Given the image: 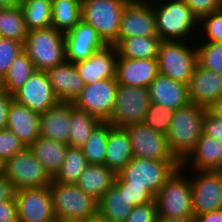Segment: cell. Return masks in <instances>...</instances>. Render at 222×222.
Masks as SVG:
<instances>
[{
  "instance_id": "obj_43",
  "label": "cell",
  "mask_w": 222,
  "mask_h": 222,
  "mask_svg": "<svg viewBox=\"0 0 222 222\" xmlns=\"http://www.w3.org/2000/svg\"><path fill=\"white\" fill-rule=\"evenodd\" d=\"M25 148L24 143L13 132L8 129L0 130V160L3 163Z\"/></svg>"
},
{
  "instance_id": "obj_31",
  "label": "cell",
  "mask_w": 222,
  "mask_h": 222,
  "mask_svg": "<svg viewBox=\"0 0 222 222\" xmlns=\"http://www.w3.org/2000/svg\"><path fill=\"white\" fill-rule=\"evenodd\" d=\"M83 0H52L51 26L66 34L82 20Z\"/></svg>"
},
{
  "instance_id": "obj_32",
  "label": "cell",
  "mask_w": 222,
  "mask_h": 222,
  "mask_svg": "<svg viewBox=\"0 0 222 222\" xmlns=\"http://www.w3.org/2000/svg\"><path fill=\"white\" fill-rule=\"evenodd\" d=\"M101 122L96 116L73 106L70 110L68 145L81 148Z\"/></svg>"
},
{
  "instance_id": "obj_22",
  "label": "cell",
  "mask_w": 222,
  "mask_h": 222,
  "mask_svg": "<svg viewBox=\"0 0 222 222\" xmlns=\"http://www.w3.org/2000/svg\"><path fill=\"white\" fill-rule=\"evenodd\" d=\"M45 72L60 102L73 103L85 87L83 79L72 62L65 61Z\"/></svg>"
},
{
  "instance_id": "obj_1",
  "label": "cell",
  "mask_w": 222,
  "mask_h": 222,
  "mask_svg": "<svg viewBox=\"0 0 222 222\" xmlns=\"http://www.w3.org/2000/svg\"><path fill=\"white\" fill-rule=\"evenodd\" d=\"M153 11L156 18V31L162 41L196 42L198 38L197 42H202L198 36H195L198 35L199 20L184 0H153ZM192 37L193 40H191Z\"/></svg>"
},
{
  "instance_id": "obj_9",
  "label": "cell",
  "mask_w": 222,
  "mask_h": 222,
  "mask_svg": "<svg viewBox=\"0 0 222 222\" xmlns=\"http://www.w3.org/2000/svg\"><path fill=\"white\" fill-rule=\"evenodd\" d=\"M150 103L148 89L118 84L114 108L107 122L121 128L143 123Z\"/></svg>"
},
{
  "instance_id": "obj_15",
  "label": "cell",
  "mask_w": 222,
  "mask_h": 222,
  "mask_svg": "<svg viewBox=\"0 0 222 222\" xmlns=\"http://www.w3.org/2000/svg\"><path fill=\"white\" fill-rule=\"evenodd\" d=\"M132 145L133 157L147 159H177L169 149L165 134L156 132L144 123L125 127Z\"/></svg>"
},
{
  "instance_id": "obj_41",
  "label": "cell",
  "mask_w": 222,
  "mask_h": 222,
  "mask_svg": "<svg viewBox=\"0 0 222 222\" xmlns=\"http://www.w3.org/2000/svg\"><path fill=\"white\" fill-rule=\"evenodd\" d=\"M115 185L121 191H124L127 200L133 207L155 201V195L150 190L144 186L130 185V183L125 182L118 174Z\"/></svg>"
},
{
  "instance_id": "obj_8",
  "label": "cell",
  "mask_w": 222,
  "mask_h": 222,
  "mask_svg": "<svg viewBox=\"0 0 222 222\" xmlns=\"http://www.w3.org/2000/svg\"><path fill=\"white\" fill-rule=\"evenodd\" d=\"M130 0H83L82 20L94 27L107 45L118 40L121 15Z\"/></svg>"
},
{
  "instance_id": "obj_49",
  "label": "cell",
  "mask_w": 222,
  "mask_h": 222,
  "mask_svg": "<svg viewBox=\"0 0 222 222\" xmlns=\"http://www.w3.org/2000/svg\"><path fill=\"white\" fill-rule=\"evenodd\" d=\"M15 188L6 175L0 174V202L15 198Z\"/></svg>"
},
{
  "instance_id": "obj_26",
  "label": "cell",
  "mask_w": 222,
  "mask_h": 222,
  "mask_svg": "<svg viewBox=\"0 0 222 222\" xmlns=\"http://www.w3.org/2000/svg\"><path fill=\"white\" fill-rule=\"evenodd\" d=\"M132 157V145L126 129L112 126L109 129L104 165L118 174Z\"/></svg>"
},
{
  "instance_id": "obj_51",
  "label": "cell",
  "mask_w": 222,
  "mask_h": 222,
  "mask_svg": "<svg viewBox=\"0 0 222 222\" xmlns=\"http://www.w3.org/2000/svg\"><path fill=\"white\" fill-rule=\"evenodd\" d=\"M156 222H196V221L195 217L168 218L164 216H158Z\"/></svg>"
},
{
  "instance_id": "obj_24",
  "label": "cell",
  "mask_w": 222,
  "mask_h": 222,
  "mask_svg": "<svg viewBox=\"0 0 222 222\" xmlns=\"http://www.w3.org/2000/svg\"><path fill=\"white\" fill-rule=\"evenodd\" d=\"M186 170H222V141L201 134L195 148L181 162ZM189 166V167H188Z\"/></svg>"
},
{
  "instance_id": "obj_46",
  "label": "cell",
  "mask_w": 222,
  "mask_h": 222,
  "mask_svg": "<svg viewBox=\"0 0 222 222\" xmlns=\"http://www.w3.org/2000/svg\"><path fill=\"white\" fill-rule=\"evenodd\" d=\"M203 133L222 141V117L206 109L203 117Z\"/></svg>"
},
{
  "instance_id": "obj_40",
  "label": "cell",
  "mask_w": 222,
  "mask_h": 222,
  "mask_svg": "<svg viewBox=\"0 0 222 222\" xmlns=\"http://www.w3.org/2000/svg\"><path fill=\"white\" fill-rule=\"evenodd\" d=\"M198 29L200 31L198 35L203 38L202 41L222 42V9L201 18Z\"/></svg>"
},
{
  "instance_id": "obj_6",
  "label": "cell",
  "mask_w": 222,
  "mask_h": 222,
  "mask_svg": "<svg viewBox=\"0 0 222 222\" xmlns=\"http://www.w3.org/2000/svg\"><path fill=\"white\" fill-rule=\"evenodd\" d=\"M181 166L178 159H147L132 157L131 161L118 173L130 185L144 186L155 196L167 179Z\"/></svg>"
},
{
  "instance_id": "obj_33",
  "label": "cell",
  "mask_w": 222,
  "mask_h": 222,
  "mask_svg": "<svg viewBox=\"0 0 222 222\" xmlns=\"http://www.w3.org/2000/svg\"><path fill=\"white\" fill-rule=\"evenodd\" d=\"M28 33L20 7H4L0 10V37L24 44Z\"/></svg>"
},
{
  "instance_id": "obj_12",
  "label": "cell",
  "mask_w": 222,
  "mask_h": 222,
  "mask_svg": "<svg viewBox=\"0 0 222 222\" xmlns=\"http://www.w3.org/2000/svg\"><path fill=\"white\" fill-rule=\"evenodd\" d=\"M117 86L116 78L102 79L85 85L73 105L96 116L102 122H107L114 108Z\"/></svg>"
},
{
  "instance_id": "obj_10",
  "label": "cell",
  "mask_w": 222,
  "mask_h": 222,
  "mask_svg": "<svg viewBox=\"0 0 222 222\" xmlns=\"http://www.w3.org/2000/svg\"><path fill=\"white\" fill-rule=\"evenodd\" d=\"M4 174L12 182L15 190L46 187L52 183V178L29 147L18 152L4 163Z\"/></svg>"
},
{
  "instance_id": "obj_30",
  "label": "cell",
  "mask_w": 222,
  "mask_h": 222,
  "mask_svg": "<svg viewBox=\"0 0 222 222\" xmlns=\"http://www.w3.org/2000/svg\"><path fill=\"white\" fill-rule=\"evenodd\" d=\"M161 41L159 36H136L121 39L115 47L122 58L151 59L157 58Z\"/></svg>"
},
{
  "instance_id": "obj_21",
  "label": "cell",
  "mask_w": 222,
  "mask_h": 222,
  "mask_svg": "<svg viewBox=\"0 0 222 222\" xmlns=\"http://www.w3.org/2000/svg\"><path fill=\"white\" fill-rule=\"evenodd\" d=\"M6 129L13 132L26 147H29L40 137V113L13 99L9 104Z\"/></svg>"
},
{
  "instance_id": "obj_27",
  "label": "cell",
  "mask_w": 222,
  "mask_h": 222,
  "mask_svg": "<svg viewBox=\"0 0 222 222\" xmlns=\"http://www.w3.org/2000/svg\"><path fill=\"white\" fill-rule=\"evenodd\" d=\"M117 174L104 164H89L76 185L96 200L115 184Z\"/></svg>"
},
{
  "instance_id": "obj_44",
  "label": "cell",
  "mask_w": 222,
  "mask_h": 222,
  "mask_svg": "<svg viewBox=\"0 0 222 222\" xmlns=\"http://www.w3.org/2000/svg\"><path fill=\"white\" fill-rule=\"evenodd\" d=\"M158 217L156 200L134 206L124 222H156Z\"/></svg>"
},
{
  "instance_id": "obj_36",
  "label": "cell",
  "mask_w": 222,
  "mask_h": 222,
  "mask_svg": "<svg viewBox=\"0 0 222 222\" xmlns=\"http://www.w3.org/2000/svg\"><path fill=\"white\" fill-rule=\"evenodd\" d=\"M20 8L29 31L51 26L52 0H23Z\"/></svg>"
},
{
  "instance_id": "obj_38",
  "label": "cell",
  "mask_w": 222,
  "mask_h": 222,
  "mask_svg": "<svg viewBox=\"0 0 222 222\" xmlns=\"http://www.w3.org/2000/svg\"><path fill=\"white\" fill-rule=\"evenodd\" d=\"M197 44L198 65L222 75V42L203 41Z\"/></svg>"
},
{
  "instance_id": "obj_5",
  "label": "cell",
  "mask_w": 222,
  "mask_h": 222,
  "mask_svg": "<svg viewBox=\"0 0 222 222\" xmlns=\"http://www.w3.org/2000/svg\"><path fill=\"white\" fill-rule=\"evenodd\" d=\"M186 172L178 167L155 196L158 216L194 217L190 177L183 175Z\"/></svg>"
},
{
  "instance_id": "obj_2",
  "label": "cell",
  "mask_w": 222,
  "mask_h": 222,
  "mask_svg": "<svg viewBox=\"0 0 222 222\" xmlns=\"http://www.w3.org/2000/svg\"><path fill=\"white\" fill-rule=\"evenodd\" d=\"M205 112L206 108L194 103L174 111L166 136L169 149L180 162L195 148L201 137Z\"/></svg>"
},
{
  "instance_id": "obj_16",
  "label": "cell",
  "mask_w": 222,
  "mask_h": 222,
  "mask_svg": "<svg viewBox=\"0 0 222 222\" xmlns=\"http://www.w3.org/2000/svg\"><path fill=\"white\" fill-rule=\"evenodd\" d=\"M13 99L38 113L60 102L46 72L39 69L34 70L31 77L13 94Z\"/></svg>"
},
{
  "instance_id": "obj_34",
  "label": "cell",
  "mask_w": 222,
  "mask_h": 222,
  "mask_svg": "<svg viewBox=\"0 0 222 222\" xmlns=\"http://www.w3.org/2000/svg\"><path fill=\"white\" fill-rule=\"evenodd\" d=\"M88 165L81 148L68 146L61 168L53 180L58 183L76 184Z\"/></svg>"
},
{
  "instance_id": "obj_52",
  "label": "cell",
  "mask_w": 222,
  "mask_h": 222,
  "mask_svg": "<svg viewBox=\"0 0 222 222\" xmlns=\"http://www.w3.org/2000/svg\"><path fill=\"white\" fill-rule=\"evenodd\" d=\"M212 114L222 117V95L207 108Z\"/></svg>"
},
{
  "instance_id": "obj_3",
  "label": "cell",
  "mask_w": 222,
  "mask_h": 222,
  "mask_svg": "<svg viewBox=\"0 0 222 222\" xmlns=\"http://www.w3.org/2000/svg\"><path fill=\"white\" fill-rule=\"evenodd\" d=\"M53 212L58 222H87L98 217V200L86 194L76 184L49 185Z\"/></svg>"
},
{
  "instance_id": "obj_19",
  "label": "cell",
  "mask_w": 222,
  "mask_h": 222,
  "mask_svg": "<svg viewBox=\"0 0 222 222\" xmlns=\"http://www.w3.org/2000/svg\"><path fill=\"white\" fill-rule=\"evenodd\" d=\"M158 74L157 58L132 59L118 56L115 78L120 85L148 89Z\"/></svg>"
},
{
  "instance_id": "obj_35",
  "label": "cell",
  "mask_w": 222,
  "mask_h": 222,
  "mask_svg": "<svg viewBox=\"0 0 222 222\" xmlns=\"http://www.w3.org/2000/svg\"><path fill=\"white\" fill-rule=\"evenodd\" d=\"M36 70L28 55L21 52L9 66L7 73L3 77L4 90L13 95Z\"/></svg>"
},
{
  "instance_id": "obj_42",
  "label": "cell",
  "mask_w": 222,
  "mask_h": 222,
  "mask_svg": "<svg viewBox=\"0 0 222 222\" xmlns=\"http://www.w3.org/2000/svg\"><path fill=\"white\" fill-rule=\"evenodd\" d=\"M23 43L0 37V75L4 77L14 59L23 52Z\"/></svg>"
},
{
  "instance_id": "obj_18",
  "label": "cell",
  "mask_w": 222,
  "mask_h": 222,
  "mask_svg": "<svg viewBox=\"0 0 222 222\" xmlns=\"http://www.w3.org/2000/svg\"><path fill=\"white\" fill-rule=\"evenodd\" d=\"M118 52L115 45H106L93 53L88 59L75 62L74 65L85 85L102 79L115 78Z\"/></svg>"
},
{
  "instance_id": "obj_25",
  "label": "cell",
  "mask_w": 222,
  "mask_h": 222,
  "mask_svg": "<svg viewBox=\"0 0 222 222\" xmlns=\"http://www.w3.org/2000/svg\"><path fill=\"white\" fill-rule=\"evenodd\" d=\"M73 103L59 102L40 113V136L68 144L70 110Z\"/></svg>"
},
{
  "instance_id": "obj_28",
  "label": "cell",
  "mask_w": 222,
  "mask_h": 222,
  "mask_svg": "<svg viewBox=\"0 0 222 222\" xmlns=\"http://www.w3.org/2000/svg\"><path fill=\"white\" fill-rule=\"evenodd\" d=\"M68 146L40 136L29 146V149L53 179L61 168Z\"/></svg>"
},
{
  "instance_id": "obj_23",
  "label": "cell",
  "mask_w": 222,
  "mask_h": 222,
  "mask_svg": "<svg viewBox=\"0 0 222 222\" xmlns=\"http://www.w3.org/2000/svg\"><path fill=\"white\" fill-rule=\"evenodd\" d=\"M148 92L151 103L165 106L173 111L190 103L188 85L160 73L149 85Z\"/></svg>"
},
{
  "instance_id": "obj_20",
  "label": "cell",
  "mask_w": 222,
  "mask_h": 222,
  "mask_svg": "<svg viewBox=\"0 0 222 222\" xmlns=\"http://www.w3.org/2000/svg\"><path fill=\"white\" fill-rule=\"evenodd\" d=\"M222 95V75L198 64L188 84L190 103L208 108Z\"/></svg>"
},
{
  "instance_id": "obj_55",
  "label": "cell",
  "mask_w": 222,
  "mask_h": 222,
  "mask_svg": "<svg viewBox=\"0 0 222 222\" xmlns=\"http://www.w3.org/2000/svg\"><path fill=\"white\" fill-rule=\"evenodd\" d=\"M4 90V82H3V77L0 75V91Z\"/></svg>"
},
{
  "instance_id": "obj_45",
  "label": "cell",
  "mask_w": 222,
  "mask_h": 222,
  "mask_svg": "<svg viewBox=\"0 0 222 222\" xmlns=\"http://www.w3.org/2000/svg\"><path fill=\"white\" fill-rule=\"evenodd\" d=\"M184 2L198 20L222 9V0H184Z\"/></svg>"
},
{
  "instance_id": "obj_11",
  "label": "cell",
  "mask_w": 222,
  "mask_h": 222,
  "mask_svg": "<svg viewBox=\"0 0 222 222\" xmlns=\"http://www.w3.org/2000/svg\"><path fill=\"white\" fill-rule=\"evenodd\" d=\"M191 171L195 174L190 175L194 216L222 209V171Z\"/></svg>"
},
{
  "instance_id": "obj_47",
  "label": "cell",
  "mask_w": 222,
  "mask_h": 222,
  "mask_svg": "<svg viewBox=\"0 0 222 222\" xmlns=\"http://www.w3.org/2000/svg\"><path fill=\"white\" fill-rule=\"evenodd\" d=\"M0 222H19L15 198L0 202Z\"/></svg>"
},
{
  "instance_id": "obj_37",
  "label": "cell",
  "mask_w": 222,
  "mask_h": 222,
  "mask_svg": "<svg viewBox=\"0 0 222 222\" xmlns=\"http://www.w3.org/2000/svg\"><path fill=\"white\" fill-rule=\"evenodd\" d=\"M111 127L109 122H101L81 147L89 164H104L107 139Z\"/></svg>"
},
{
  "instance_id": "obj_57",
  "label": "cell",
  "mask_w": 222,
  "mask_h": 222,
  "mask_svg": "<svg viewBox=\"0 0 222 222\" xmlns=\"http://www.w3.org/2000/svg\"><path fill=\"white\" fill-rule=\"evenodd\" d=\"M3 8H4V6L0 2V10H2Z\"/></svg>"
},
{
  "instance_id": "obj_29",
  "label": "cell",
  "mask_w": 222,
  "mask_h": 222,
  "mask_svg": "<svg viewBox=\"0 0 222 222\" xmlns=\"http://www.w3.org/2000/svg\"><path fill=\"white\" fill-rule=\"evenodd\" d=\"M132 209L124 191L115 184L98 201V216L108 222H124Z\"/></svg>"
},
{
  "instance_id": "obj_56",
  "label": "cell",
  "mask_w": 222,
  "mask_h": 222,
  "mask_svg": "<svg viewBox=\"0 0 222 222\" xmlns=\"http://www.w3.org/2000/svg\"><path fill=\"white\" fill-rule=\"evenodd\" d=\"M4 173V163L0 160V174Z\"/></svg>"
},
{
  "instance_id": "obj_14",
  "label": "cell",
  "mask_w": 222,
  "mask_h": 222,
  "mask_svg": "<svg viewBox=\"0 0 222 222\" xmlns=\"http://www.w3.org/2000/svg\"><path fill=\"white\" fill-rule=\"evenodd\" d=\"M19 222H56L49 186L15 191Z\"/></svg>"
},
{
  "instance_id": "obj_53",
  "label": "cell",
  "mask_w": 222,
  "mask_h": 222,
  "mask_svg": "<svg viewBox=\"0 0 222 222\" xmlns=\"http://www.w3.org/2000/svg\"><path fill=\"white\" fill-rule=\"evenodd\" d=\"M4 7H20L23 0H0Z\"/></svg>"
},
{
  "instance_id": "obj_13",
  "label": "cell",
  "mask_w": 222,
  "mask_h": 222,
  "mask_svg": "<svg viewBox=\"0 0 222 222\" xmlns=\"http://www.w3.org/2000/svg\"><path fill=\"white\" fill-rule=\"evenodd\" d=\"M150 2V3H149ZM136 36H158L153 0H130L121 15L118 40Z\"/></svg>"
},
{
  "instance_id": "obj_48",
  "label": "cell",
  "mask_w": 222,
  "mask_h": 222,
  "mask_svg": "<svg viewBox=\"0 0 222 222\" xmlns=\"http://www.w3.org/2000/svg\"><path fill=\"white\" fill-rule=\"evenodd\" d=\"M12 100L13 95L6 90L0 91V130L6 129L9 104Z\"/></svg>"
},
{
  "instance_id": "obj_4",
  "label": "cell",
  "mask_w": 222,
  "mask_h": 222,
  "mask_svg": "<svg viewBox=\"0 0 222 222\" xmlns=\"http://www.w3.org/2000/svg\"><path fill=\"white\" fill-rule=\"evenodd\" d=\"M23 50L35 68L42 71L66 61L64 34L52 26L30 30Z\"/></svg>"
},
{
  "instance_id": "obj_7",
  "label": "cell",
  "mask_w": 222,
  "mask_h": 222,
  "mask_svg": "<svg viewBox=\"0 0 222 222\" xmlns=\"http://www.w3.org/2000/svg\"><path fill=\"white\" fill-rule=\"evenodd\" d=\"M192 44L194 42L161 41L157 55L159 73L188 85L198 64L197 50Z\"/></svg>"
},
{
  "instance_id": "obj_39",
  "label": "cell",
  "mask_w": 222,
  "mask_h": 222,
  "mask_svg": "<svg viewBox=\"0 0 222 222\" xmlns=\"http://www.w3.org/2000/svg\"><path fill=\"white\" fill-rule=\"evenodd\" d=\"M173 114L174 111L172 109L150 103L143 123L156 132L166 135L170 127Z\"/></svg>"
},
{
  "instance_id": "obj_17",
  "label": "cell",
  "mask_w": 222,
  "mask_h": 222,
  "mask_svg": "<svg viewBox=\"0 0 222 222\" xmlns=\"http://www.w3.org/2000/svg\"><path fill=\"white\" fill-rule=\"evenodd\" d=\"M64 39L66 61L72 63L88 59L93 53L107 45L96 29L83 20L64 34Z\"/></svg>"
},
{
  "instance_id": "obj_50",
  "label": "cell",
  "mask_w": 222,
  "mask_h": 222,
  "mask_svg": "<svg viewBox=\"0 0 222 222\" xmlns=\"http://www.w3.org/2000/svg\"><path fill=\"white\" fill-rule=\"evenodd\" d=\"M194 217L196 222H222V209L205 212Z\"/></svg>"
},
{
  "instance_id": "obj_54",
  "label": "cell",
  "mask_w": 222,
  "mask_h": 222,
  "mask_svg": "<svg viewBox=\"0 0 222 222\" xmlns=\"http://www.w3.org/2000/svg\"><path fill=\"white\" fill-rule=\"evenodd\" d=\"M87 222H108L106 220L101 219L99 216L98 217H94L93 219H90Z\"/></svg>"
}]
</instances>
